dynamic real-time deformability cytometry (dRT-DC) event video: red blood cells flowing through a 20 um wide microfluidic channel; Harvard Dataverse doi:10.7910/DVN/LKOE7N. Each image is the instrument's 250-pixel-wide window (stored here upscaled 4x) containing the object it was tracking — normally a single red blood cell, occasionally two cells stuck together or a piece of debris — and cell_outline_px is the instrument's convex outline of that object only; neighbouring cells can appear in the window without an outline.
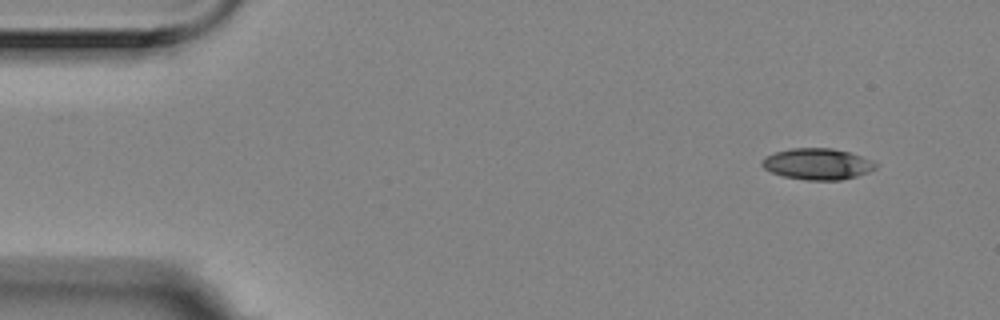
{"species": "Egyptian fruit bat (a non-hibernating species)", "species_latin": "Rousettus aegyptiacus", "temperature_condition": "room temperature", "stored_images_in_passage": 53, "camera_frame_rate_fps": 3000, "um_per_image_px": 0.085, "animal": {"sex": "female"}, "frame": {"image": 1, "passage_image": 1, "time_ms": 0.0, "image_size_px": [1000, 320], "cell_outline_px": [[876, 168], [868, 172], [856, 176], [840, 180], [808, 180], [784, 176], [772, 172], [764, 168], [760, 164], [764, 156], [776, 152], [792, 148], [832, 148], [848, 152], [872, 160], [876, 164]], "centroid_in_image_um": [69.46, 13.93], "position_along_channel_um": 15.5, "area_um2": 20.52}}
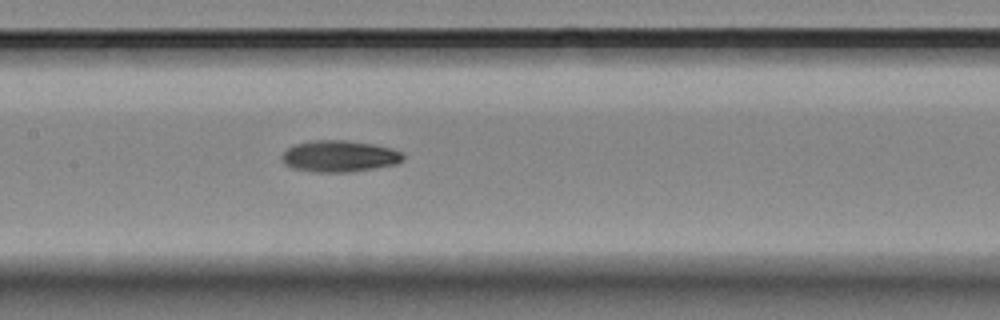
{"frame": {"image": 2, "passage_image": 23, "time_ms": 7.333, "image_size_px": [1000, 320], "cell_outline_px": [[404, 160], [396, 164], [348, 172], [316, 172], [292, 168], [284, 164], [280, 156], [288, 148], [296, 144], [312, 140], [348, 140], [372, 144], [392, 148], [400, 152], [404, 156]], "centroid_in_image_um": [28.83, 13.27], "position_along_channel_um": 178.6, "area_um2": 22.2}}
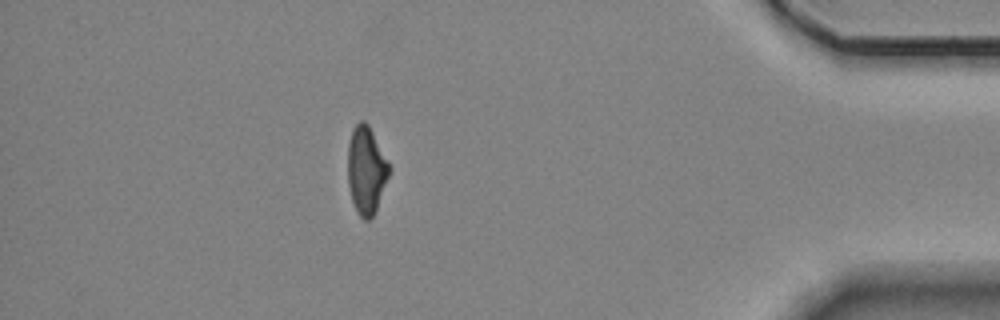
{"frame": {"image": 3, "passage_image": 46, "time_ms": 15.0, "image_size_px": [1000, 320], "cell_outline_px": [[392, 168], [376, 212], [368, 220], [364, 220], [356, 212], [352, 200], [348, 184], [348, 144], [352, 128], [360, 120], [364, 120], [368, 124], [388, 160]], "centroid_in_image_um": [31.14, 14.47], "position_along_channel_um": 404.1, "area_um2": 21.44}, "authors_computed_cell_mechanics": {"area_um2": 21.4438, "velocity_mm_per_s": 3.5302, "shape_relaxation_time_tau1_ms": 6.3041, "shape_relaxation_time_tau2_ms": null, "deformation_change_tau1": 0.1719, "deformation_change_tau2": null}}